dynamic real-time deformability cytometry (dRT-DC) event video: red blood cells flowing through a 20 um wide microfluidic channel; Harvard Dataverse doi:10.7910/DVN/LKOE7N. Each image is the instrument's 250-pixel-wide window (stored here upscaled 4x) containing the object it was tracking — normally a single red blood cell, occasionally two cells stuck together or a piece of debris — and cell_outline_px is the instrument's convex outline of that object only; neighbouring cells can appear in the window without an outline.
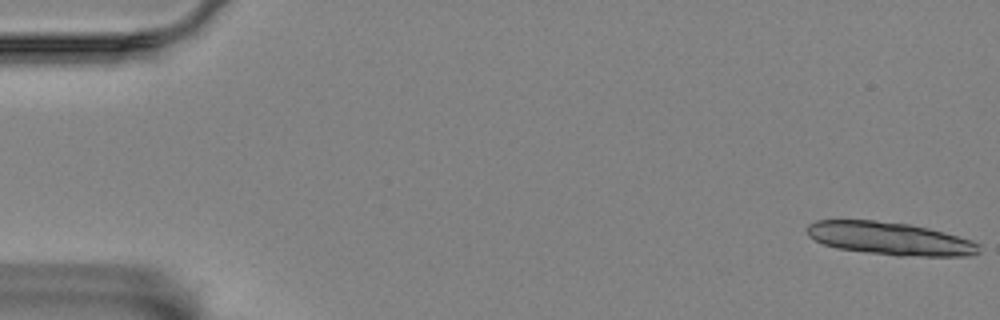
{"species": "Egyptian fruit bat (a non-hibernating species)", "species_latin": "Rousettus aegyptiacus", "temperature_condition": "room temperature", "stored_images_in_passage": 16, "camera_frame_rate_fps": 3000, "um_per_image_px": 0.085, "animal": {"sex": "female"}, "frame": {"image": 1, "passage_image": 1, "time_ms": 0.0, "image_size_px": [1000, 320], "cell_outline_px": [[980, 252], [968, 256], [896, 256], [864, 252], [836, 248], [824, 244], [808, 236], [808, 224], [816, 220], [876, 220], [908, 224], [928, 228], [944, 232], [972, 240], [980, 244]], "centroid_in_image_um": [75.66, 20.28], "position_along_channel_um": 9.3, "area_um2": 33.06}}